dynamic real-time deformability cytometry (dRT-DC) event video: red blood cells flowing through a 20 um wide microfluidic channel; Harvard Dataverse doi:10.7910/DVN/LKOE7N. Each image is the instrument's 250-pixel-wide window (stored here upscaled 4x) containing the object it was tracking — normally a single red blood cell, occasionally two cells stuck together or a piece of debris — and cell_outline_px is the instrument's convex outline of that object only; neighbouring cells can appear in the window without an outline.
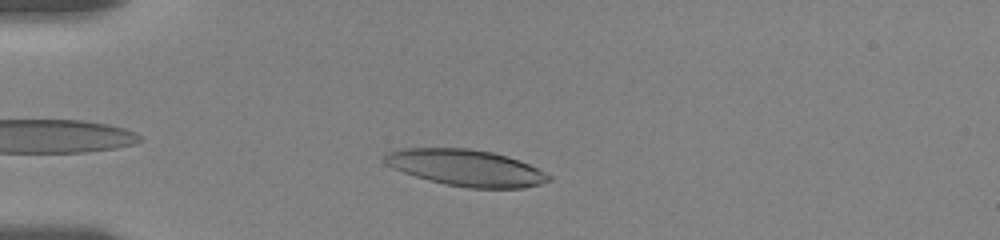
{"species": "human", "species_latin": "Homo sapiens", "temperature_condition": "room temperature", "stored_images_in_passage": 19, "camera_frame_rate_fps": 3000, "um_per_image_px": 0.085, "donor": {"sex": "female"}, "frame": {"image": 1, "passage_image": 4, "time_ms": 2.667, "image_size_px": [1000, 240], "cell_outline_px": [[552, 180], [540, 184], [524, 188], [468, 188], [444, 184], [428, 180], [404, 172], [384, 164], [384, 156], [388, 152], [400, 148], [468, 148], [492, 152], [508, 156], [520, 160], [552, 176]], "centroid_in_image_um": [39.62, 14.26], "position_along_channel_um": 45.4, "area_um2": 34.91}}
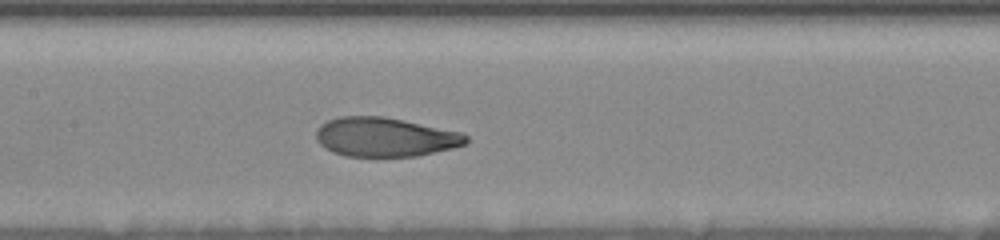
{"frame": {"image": 2, "passage_image": 11, "time_ms": 7.0, "image_size_px": [1000, 240], "cell_outline_px": [[468, 144], [452, 148], [416, 156], [344, 156], [332, 152], [320, 144], [316, 140], [316, 132], [320, 124], [328, 120], [340, 116], [384, 116], [404, 120], [460, 132], [468, 136]], "centroid_in_image_um": [32.71, 11.65], "position_along_channel_um": 174.7, "area_um2": 34.22}}
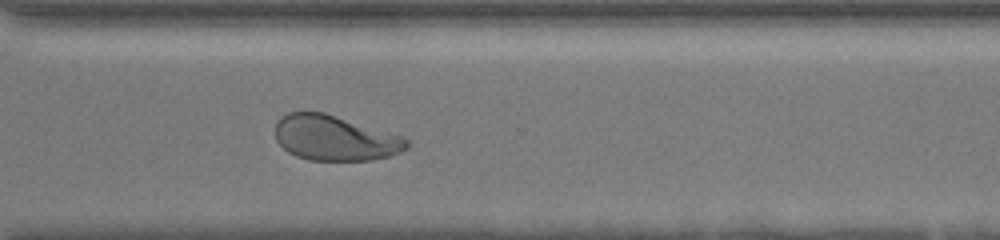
{"frame": {"image": 3, "passage_image": 19, "time_ms": 11.667, "image_size_px": [1000, 240], "cell_outline_px": [[408, 148], [400, 152], [388, 156], [372, 160], [308, 160], [296, 156], [288, 152], [276, 140], [276, 124], [280, 116], [288, 112], [324, 112], [404, 136], [408, 140]], "centroid_in_image_um": [28.47, 11.73], "position_along_channel_um": 342.1, "area_um2": 34.68}}